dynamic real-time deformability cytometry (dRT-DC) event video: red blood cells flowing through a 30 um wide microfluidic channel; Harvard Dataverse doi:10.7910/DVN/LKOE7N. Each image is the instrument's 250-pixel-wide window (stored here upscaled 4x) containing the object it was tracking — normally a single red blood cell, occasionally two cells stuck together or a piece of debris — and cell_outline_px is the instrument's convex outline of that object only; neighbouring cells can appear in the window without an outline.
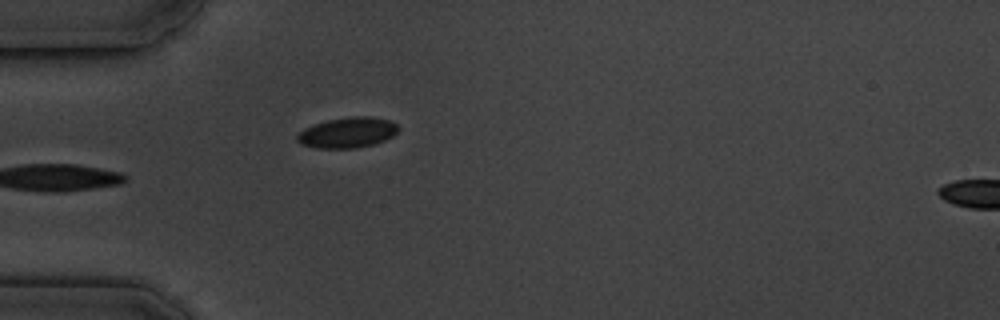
{"species": "common noctule bat (a hibernating species)", "species_latin": "Nyctalus noctula", "temperature_condition": "cold", "stored_images_in_passage": 2, "segment_of_instrument_passage": [1, 2], "camera_frame_rate_fps": 3000, "um_per_image_px": 0.085, "animal": {"sex": "male", "body_mass_g": 19.5, "forearm_length_mm": 54.6}, "frame": {"image": 1, "passage_image": 1, "time_ms": 0.0, "image_size_px": [1000, 320], "cell_outline_px": [[400, 128], [392, 136], [376, 144], [356, 148], [316, 148], [300, 144], [296, 140], [296, 132], [304, 128], [328, 120], [352, 116], [372, 116], [388, 120], [396, 124]], "centroid_in_image_um": [29.51, 11.27], "position_along_channel_um": 55.5, "area_um2": 18.09}}